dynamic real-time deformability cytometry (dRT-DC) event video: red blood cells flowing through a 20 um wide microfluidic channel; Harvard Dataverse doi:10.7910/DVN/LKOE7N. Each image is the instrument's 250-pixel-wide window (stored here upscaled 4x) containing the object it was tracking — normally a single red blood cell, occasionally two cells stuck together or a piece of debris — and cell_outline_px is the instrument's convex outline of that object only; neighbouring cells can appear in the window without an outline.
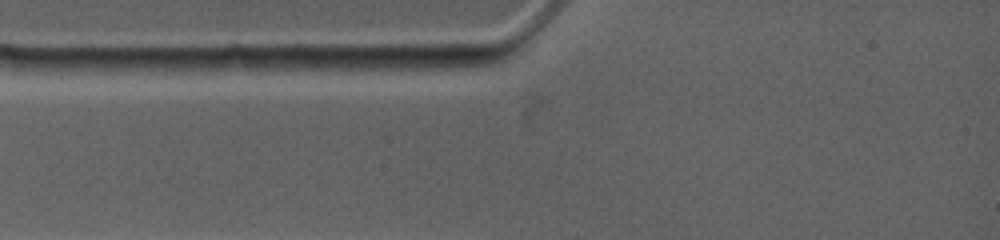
{"species": "common noctule bat (a hibernating species)", "species_latin": "Nyctalus noctula", "temperature_condition": "warm", "stored_images_in_passage": 2, "camera_frame_rate_fps": 4500, "um_per_image_px": 0.085, "animal": {"sex": "female", "body_mass_g": 19.0, "forearm_length_mm": 53.3}, "frame": {"image": 1, "passage_image": 1, "time_ms": 0.0, "image_size_px": [1000, 240], "cell_outline_px": [[188, 64], [180, 76], [96, 76], [88, 60], [176, 60]], "centroid_in_image_um": [11.71, 5.77], "position_along_channel_um": 73.3, "area_um2": 10.58}}